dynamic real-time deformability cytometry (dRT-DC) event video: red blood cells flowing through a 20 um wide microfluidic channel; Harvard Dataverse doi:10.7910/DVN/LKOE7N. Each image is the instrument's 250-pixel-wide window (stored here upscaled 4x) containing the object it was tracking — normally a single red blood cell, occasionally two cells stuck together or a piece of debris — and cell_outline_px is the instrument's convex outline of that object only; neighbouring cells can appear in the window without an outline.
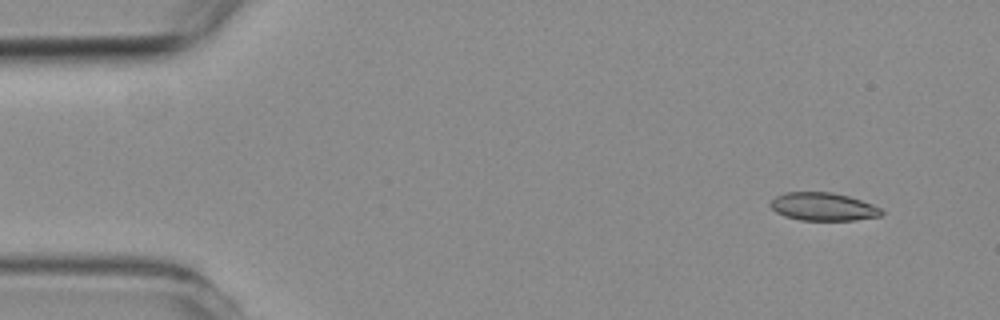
{"species": "common noctule bat (a hibernating species)", "species_latin": "Nyctalus noctula", "temperature_condition": "room temperature", "stored_images_in_passage": 4, "camera_frame_rate_fps": 3000, "um_per_image_px": 0.085, "animal": {"sex": "female", "body_mass_g": 19.3, "forearm_length_mm": 54.1}, "frame": {"image": 1, "passage_image": 1, "time_ms": 0.0, "image_size_px": [1000, 320], "cell_outline_px": [[884, 212], [880, 216], [856, 220], [800, 220], [784, 216], [776, 212], [768, 204], [776, 196], [784, 192], [832, 192], [848, 196], [872, 204], [880, 208]], "centroid_in_image_um": [69.95, 17.57], "position_along_channel_um": 15.1, "area_um2": 18.15}}
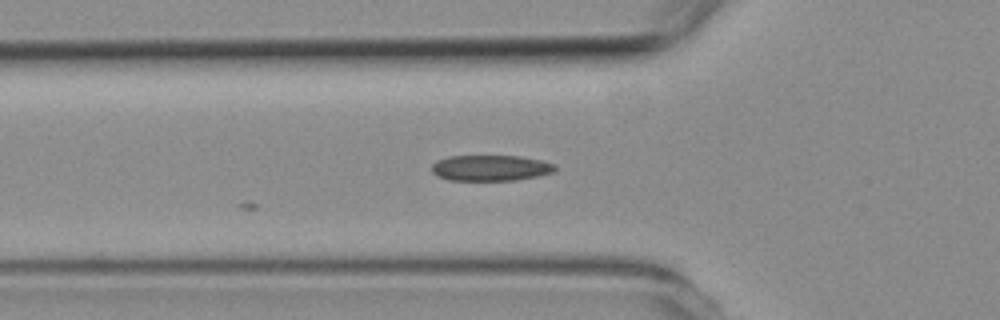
{"frame": {"image": 2, "passage_image": 4, "time_ms": 4.333, "image_size_px": [1000, 320], "cell_outline_px": [[556, 168], [552, 172], [536, 176], [516, 180], [448, 180], [436, 176], [432, 172], [432, 164], [436, 160], [448, 156], [520, 156], [544, 160], [556, 164]], "centroid_in_image_um": [41.68, 14.27], "position_along_channel_um": 84.1, "area_um2": 18.67}}